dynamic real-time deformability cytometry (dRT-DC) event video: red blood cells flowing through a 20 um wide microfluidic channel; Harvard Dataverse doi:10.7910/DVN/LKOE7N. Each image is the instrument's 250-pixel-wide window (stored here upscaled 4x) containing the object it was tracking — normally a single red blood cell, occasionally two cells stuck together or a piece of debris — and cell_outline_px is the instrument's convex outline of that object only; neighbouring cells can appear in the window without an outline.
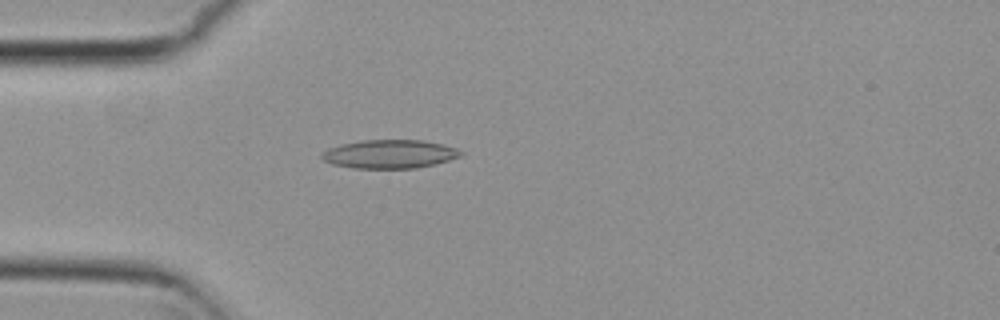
{"species": "common noctule bat (a hibernating species)", "species_latin": "Nyctalus noctula", "temperature_condition": "cold", "stored_images_in_passage": 4, "camera_frame_rate_fps": 3000, "um_per_image_px": 0.085, "animal": {"sex": "female", "body_mass_g": 29.2, "forearm_length_mm": 56.3}, "frame": {"image": 1, "passage_image": 4, "time_ms": 1.0, "image_size_px": [1000, 320], "cell_outline_px": [[464, 152], [460, 156], [448, 160], [416, 168], [356, 168], [332, 164], [324, 160], [320, 156], [328, 148], [340, 144], [360, 140], [424, 140], [444, 144], [456, 148]], "centroid_in_image_um": [33.11, 13.08], "position_along_channel_um": 51.9, "area_um2": 23.06}}